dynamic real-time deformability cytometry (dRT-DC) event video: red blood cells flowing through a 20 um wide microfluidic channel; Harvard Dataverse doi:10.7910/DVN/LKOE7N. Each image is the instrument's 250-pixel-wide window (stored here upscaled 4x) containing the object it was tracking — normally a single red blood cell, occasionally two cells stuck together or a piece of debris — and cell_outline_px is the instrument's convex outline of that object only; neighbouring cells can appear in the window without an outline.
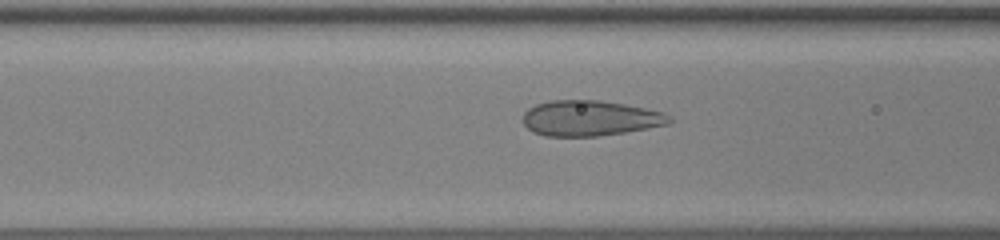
{"species": "human", "species_latin": "Homo sapiens", "temperature_condition": "warm", "stored_images_in_passage": 40, "camera_frame_rate_fps": 3000, "um_per_image_px": 0.085, "donor": {"sex": "male"}, "frame": {"image": 1, "passage_image": 9, "time_ms": 2.667, "image_size_px": [1000, 240], "cell_outline_px": [[672, 120], [668, 124], [648, 128], [600, 136], [544, 136], [532, 132], [520, 120], [524, 112], [528, 108], [536, 104], [552, 100], [600, 100], [624, 104], [664, 112], [672, 116]], "centroid_in_image_um": [50.12, 10.05], "position_along_channel_um": 116.5, "area_um2": 30.46}}
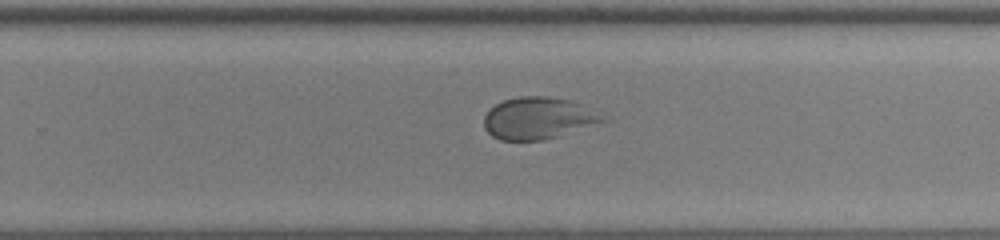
{"frame": {"image": 2, "passage_image": 22, "time_ms": 7.0, "image_size_px": [1000, 240], "cell_outline_px": [[604, 120], [560, 136], [544, 140], [500, 140], [492, 136], [484, 128], [484, 116], [496, 104], [504, 100], [520, 96], [548, 96], [572, 100], [580, 104]], "centroid_in_image_um": [45.64, 10.05], "position_along_channel_um": 284.2, "area_um2": 28.26}}
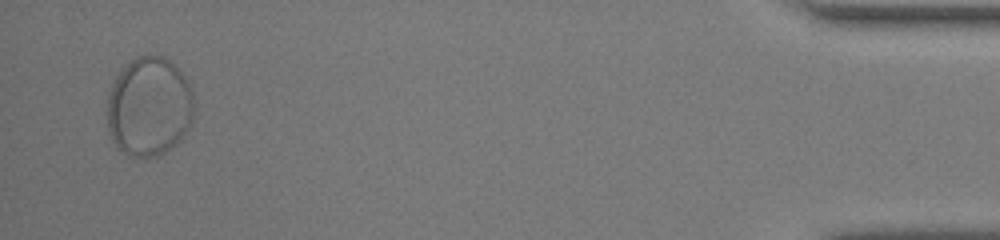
{"frame": {"image": 3, "passage_image": 39, "time_ms": 12.667, "image_size_px": [1000, 240], "cell_outline_px": [[192, 124], [184, 136], [176, 144], [160, 156], [132, 156], [120, 152], [112, 140], [108, 128], [108, 92], [116, 76], [136, 56], [160, 56], [168, 60], [188, 80], [192, 88]], "centroid_in_image_um": [12.68, 9.1], "position_along_channel_um": 422.5, "area_um2": 50.17}}